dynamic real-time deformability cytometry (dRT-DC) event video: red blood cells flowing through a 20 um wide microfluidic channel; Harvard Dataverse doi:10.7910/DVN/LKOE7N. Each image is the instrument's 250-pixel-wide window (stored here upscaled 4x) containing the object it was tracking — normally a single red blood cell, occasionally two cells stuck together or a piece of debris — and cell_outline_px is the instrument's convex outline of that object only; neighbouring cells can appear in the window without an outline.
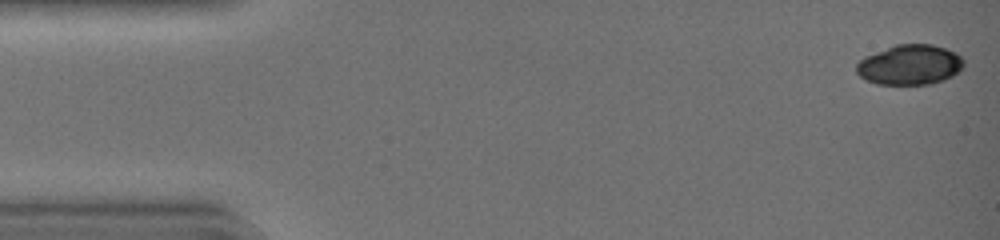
{"species": "common noctule bat (a hibernating species)", "species_latin": "Nyctalus noctula", "temperature_condition": "warm", "stored_images_in_passage": 42, "camera_frame_rate_fps": 3000, "um_per_image_px": 0.085, "animal": {"sex": "female", "body_mass_g": 19.0, "forearm_length_mm": 51.5}, "frame": {"image": 1, "passage_image": 1, "time_ms": 0.0, "image_size_px": [1000, 240], "cell_outline_px": [[964, 64], [952, 76], [944, 80], [932, 84], [876, 84], [860, 76], [856, 72], [856, 64], [864, 56], [896, 44], [932, 44], [956, 52], [964, 60]], "centroid_in_image_um": [77.32, 5.5], "position_along_channel_um": 7.7, "area_um2": 25.03}}
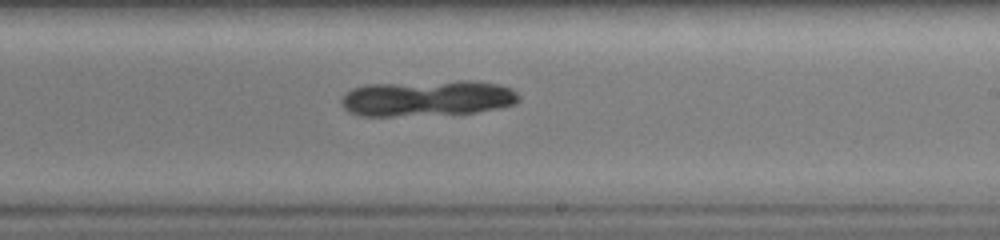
{"frame": {"image": 2, "passage_image": 26, "time_ms": 8.333, "image_size_px": [1000, 240], "cell_outline_px": [[520, 100], [516, 104], [476, 112], [392, 116], [364, 116], [348, 112], [340, 104], [340, 100], [352, 88], [364, 84], [460, 80], [476, 80], [500, 84], [512, 88], [520, 96]], "centroid_in_image_um": [36.34, 8.33], "position_along_channel_um": 252.7, "area_um2": 37.51}}
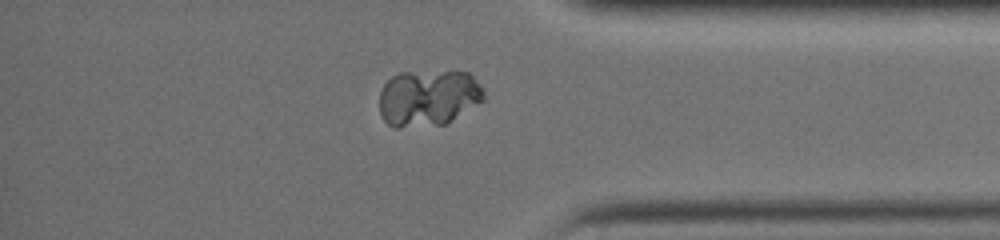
{"frame": {"image": 3, "passage_image": 36, "time_ms": 11.667, "image_size_px": [1000, 240], "cell_outline_px": [[484, 100], [444, 124], [400, 128], [396, 128], [388, 124], [384, 120], [380, 112], [380, 92], [384, 84], [392, 76], [400, 72], [468, 72], [484, 88]], "centroid_in_image_um": [36.39, 8.32], "position_along_channel_um": 398.8, "area_um2": 34.22}}